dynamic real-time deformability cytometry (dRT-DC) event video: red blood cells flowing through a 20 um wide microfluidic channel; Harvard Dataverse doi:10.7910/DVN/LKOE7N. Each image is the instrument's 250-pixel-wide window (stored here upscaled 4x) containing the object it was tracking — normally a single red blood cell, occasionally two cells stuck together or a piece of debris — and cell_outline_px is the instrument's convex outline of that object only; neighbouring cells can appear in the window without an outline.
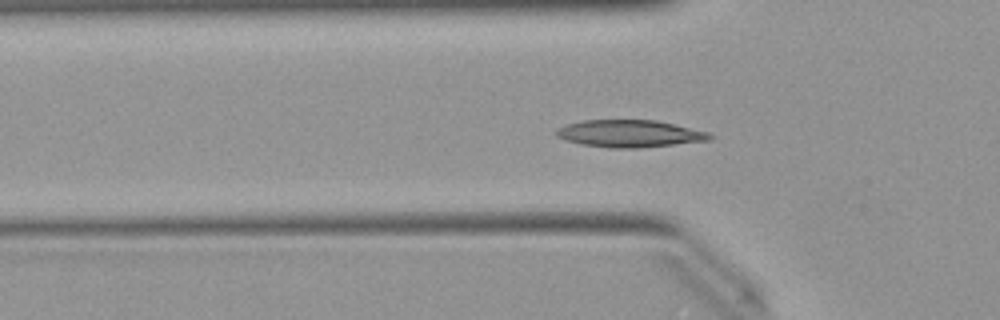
{"species": "Egyptian fruit bat (a non-hibernating species)", "species_latin": "Rousettus aegyptiacus", "temperature_condition": "warm", "stored_images_in_passage": 40, "camera_frame_rate_fps": 3000, "um_per_image_px": 0.085, "animal": {"sex": "female"}, "frame": {"image": 1, "passage_image": 5, "time_ms": 1.333, "image_size_px": [1000, 320], "cell_outline_px": [[716, 136], [712, 140], [640, 148], [608, 148], [580, 144], [564, 140], [556, 136], [552, 132], [556, 128], [568, 124], [584, 120], [656, 120], [708, 132]], "centroid_in_image_um": [53.49, 11.36], "position_along_channel_um": 72.3, "area_um2": 24.62}}
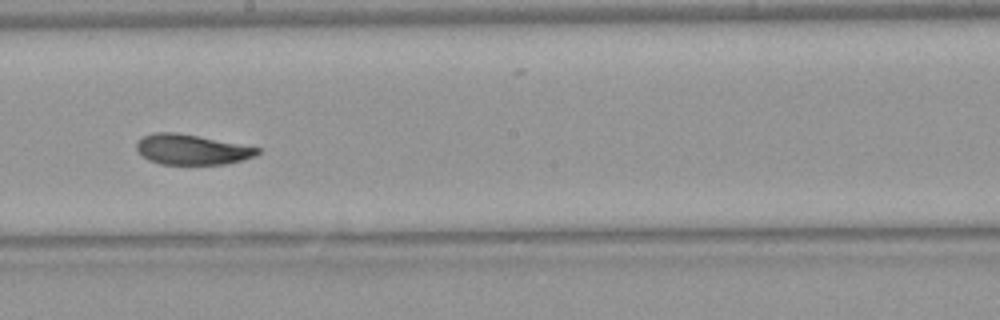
{"frame": {"image": 2, "passage_image": 17, "time_ms": 5.333, "image_size_px": [1000, 320], "cell_outline_px": [[260, 152], [256, 156], [224, 164], [160, 164], [148, 160], [136, 148], [136, 144], [144, 136], [156, 132], [172, 132], [196, 136], [260, 148]], "centroid_in_image_um": [16.29, 12.72], "position_along_channel_um": 231.9, "area_um2": 20.81}}
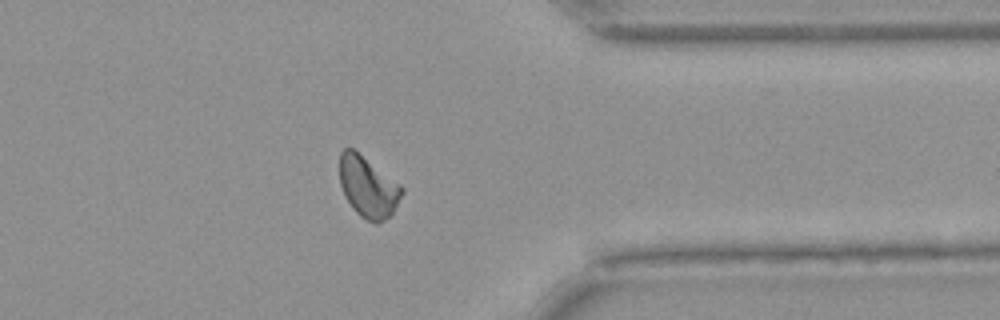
{"frame": {"image": 3, "passage_image": 29, "time_ms": 9.333, "image_size_px": [1000, 320], "cell_outline_px": [[404, 192], [392, 212], [384, 220], [376, 224], [360, 216], [352, 208], [344, 196], [340, 184], [340, 152], [344, 148], [352, 148], [400, 184], [404, 188]], "centroid_in_image_um": [31.27, 15.9], "position_along_channel_um": 380.1, "area_um2": 21.85}, "authors_computed_cell_mechanics": {"area_um2": 22.1374, "velocity_mm_per_s": 3.9968, "shape_relaxation_time_tau1_ms": 5.8081, "shape_relaxation_time_tau2_ms": 2.2983, "deformation_change_tau1": 0.1703, "deformation_change_tau2": 0.0746}}